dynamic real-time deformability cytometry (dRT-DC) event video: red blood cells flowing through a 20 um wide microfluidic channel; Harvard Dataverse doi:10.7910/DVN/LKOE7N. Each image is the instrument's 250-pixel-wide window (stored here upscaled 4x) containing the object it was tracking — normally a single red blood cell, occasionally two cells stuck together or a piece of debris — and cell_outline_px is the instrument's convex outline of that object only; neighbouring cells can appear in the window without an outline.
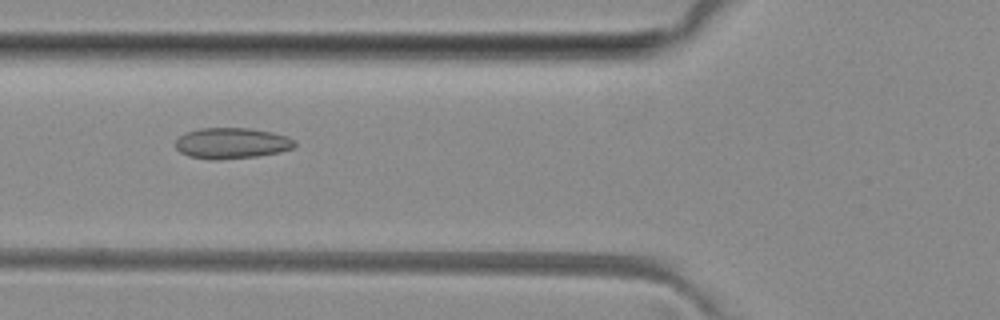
{"species": "common noctule bat (a hibernating species)", "species_latin": "Nyctalus noctula", "temperature_condition": "room temperature", "stored_images_in_passage": 4, "camera_frame_rate_fps": 3000, "um_per_image_px": 0.085, "animal": {"sex": "female", "body_mass_g": 29.2, "forearm_length_mm": 56.3}, "frame": {"image": 1, "passage_image": 2, "time_ms": 1.0, "image_size_px": [1000, 320], "cell_outline_px": [[296, 144], [292, 148], [280, 152], [256, 156], [220, 160], [212, 160], [188, 156], [180, 152], [176, 148], [176, 140], [184, 132], [200, 128], [248, 128], [272, 132], [288, 136], [296, 140]], "centroid_in_image_um": [19.69, 12.17], "position_along_channel_um": 106.1, "area_um2": 21.62}}
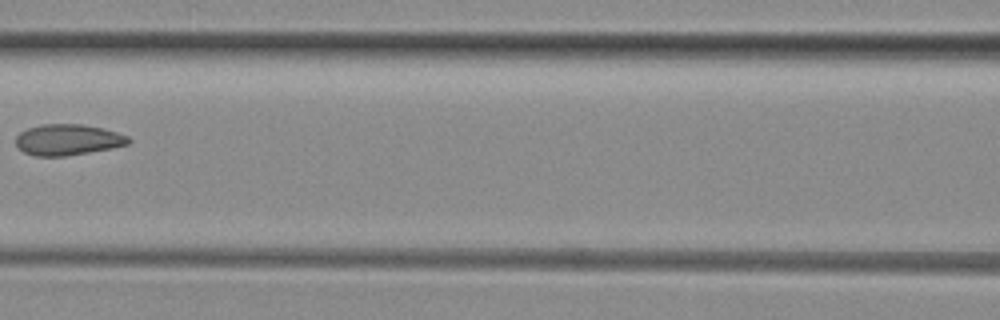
{"frame": {"image": 2, "passage_image": 3, "time_ms": 2.333, "image_size_px": [1000, 320], "cell_outline_px": [[132, 140], [128, 144], [88, 152], [64, 156], [36, 156], [24, 152], [16, 144], [16, 136], [20, 132], [28, 128], [40, 124], [84, 124], [104, 128], [128, 136]], "centroid_in_image_um": [5.76, 11.86], "position_along_channel_um": 160.8, "area_um2": 20.23}}
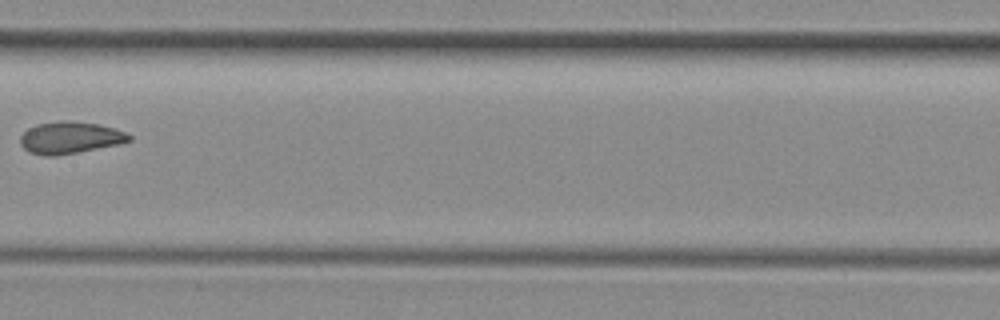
{"frame": {"image": 3, "passage_image": 4, "time_ms": 3.333, "image_size_px": [1000, 320], "cell_outline_px": [[132, 140], [116, 144], [56, 156], [48, 156], [28, 152], [20, 144], [20, 136], [28, 128], [36, 124], [60, 120], [64, 120], [96, 124], [112, 128], [124, 132], [132, 136]], "centroid_in_image_um": [5.89, 11.7], "position_along_channel_um": 201.5, "area_um2": 19.94}}